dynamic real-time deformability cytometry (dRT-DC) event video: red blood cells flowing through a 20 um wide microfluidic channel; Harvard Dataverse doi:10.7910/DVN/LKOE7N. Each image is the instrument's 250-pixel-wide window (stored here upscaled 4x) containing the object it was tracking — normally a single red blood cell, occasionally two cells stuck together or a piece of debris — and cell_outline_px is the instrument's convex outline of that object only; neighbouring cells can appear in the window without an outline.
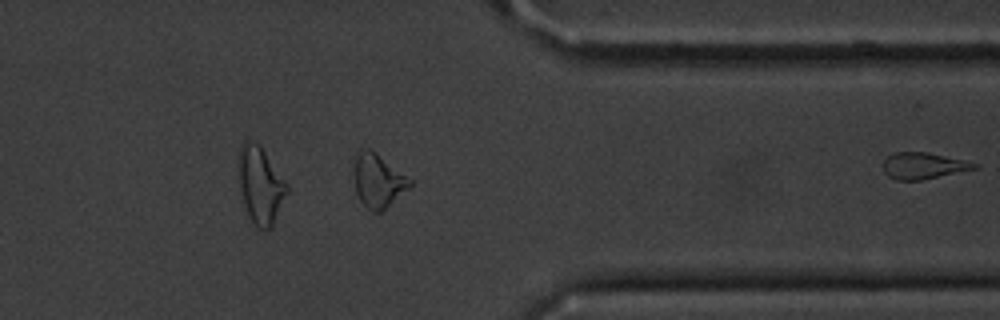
{"species": "common noctule bat (a hibernating species)", "species_latin": "Nyctalus noctula", "temperature_condition": "cold", "stored_images_in_passage": 29, "segment_of_instrument_passage": [2, 2], "camera_frame_rate_fps": 3000, "um_per_image_px": 0.085, "animal": {"sex": "male", "body_mass_g": 20.1, "forearm_length_mm": 53.5}, "frame": {"image": 1, "passage_image": 29, "time_ms": 9.333, "image_size_px": [1000, 320], "cell_outline_px": [[980, 168], [920, 180], [896, 180], [888, 176], [884, 172], [884, 160], [888, 156], [896, 152], [928, 152], [964, 160], [980, 164]], "centroid_in_image_um": [78.52, 14.09], "position_along_channel_um": 332.9, "area_um2": 14.05}}